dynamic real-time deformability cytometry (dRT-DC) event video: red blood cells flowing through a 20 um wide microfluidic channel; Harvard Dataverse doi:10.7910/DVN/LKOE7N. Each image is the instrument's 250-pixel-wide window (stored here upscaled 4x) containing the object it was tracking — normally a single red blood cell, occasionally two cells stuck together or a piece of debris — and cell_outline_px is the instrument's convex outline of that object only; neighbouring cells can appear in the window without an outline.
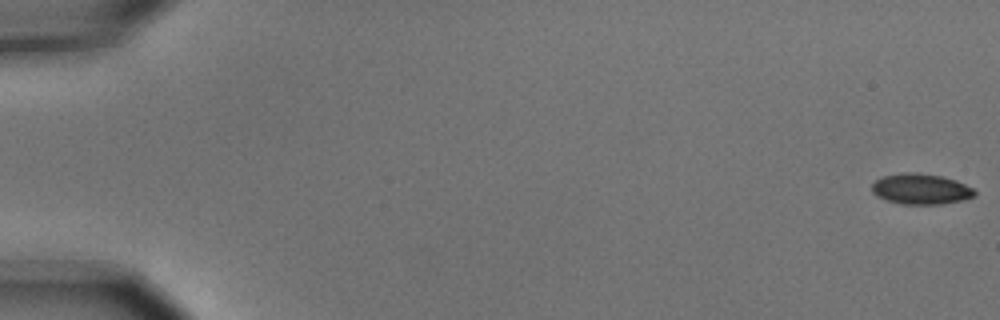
{"species": "common noctule bat (a hibernating species)", "species_latin": "Nyctalus noctula", "temperature_condition": "cold", "stored_images_in_passage": 4, "camera_frame_rate_fps": 3000, "um_per_image_px": 0.085, "animal": {"sex": "male", "body_mass_g": 15.6}, "frame": {"image": 1, "passage_image": 1, "time_ms": 0.0, "image_size_px": [1000, 320], "cell_outline_px": [[976, 196], [964, 200], [940, 204], [900, 204], [876, 196], [872, 192], [872, 184], [876, 180], [884, 176], [904, 172], [916, 172], [944, 176], [956, 180], [972, 188], [976, 192]], "centroid_in_image_um": [78.29, 16.06], "position_along_channel_um": 6.7, "area_um2": 18.44}}